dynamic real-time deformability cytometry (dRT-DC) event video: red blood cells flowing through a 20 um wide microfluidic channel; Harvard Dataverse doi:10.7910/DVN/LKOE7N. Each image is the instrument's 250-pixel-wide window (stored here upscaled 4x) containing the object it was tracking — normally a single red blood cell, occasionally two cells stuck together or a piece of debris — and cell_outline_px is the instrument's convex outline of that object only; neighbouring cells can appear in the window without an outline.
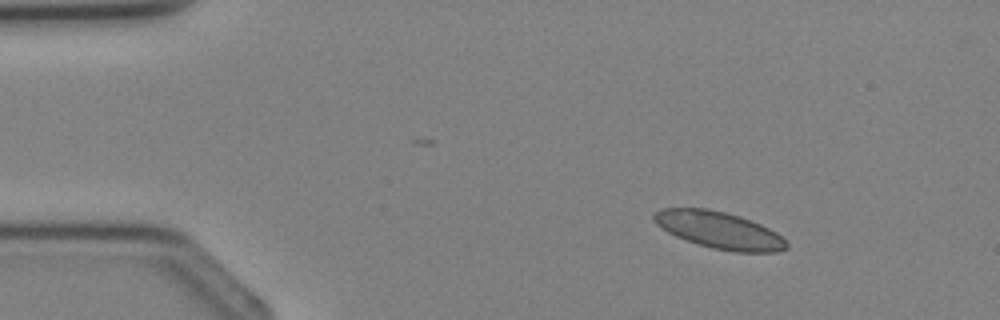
{"species": "Egyptian fruit bat (a non-hibernating species)", "species_latin": "Rousettus aegyptiacus", "temperature_condition": "cold", "stored_images_in_passage": 2, "camera_frame_rate_fps": 3000, "um_per_image_px": 0.085, "animal": {"sex": "female"}, "frame": {"image": 1, "passage_image": 1, "time_ms": 0.0, "image_size_px": [1000, 320], "cell_outline_px": [[788, 248], [776, 252], [736, 252], [716, 248], [700, 244], [676, 236], [668, 232], [656, 224], [652, 216], [652, 212], [660, 208], [708, 208], [740, 216], [760, 224], [776, 232], [788, 244]], "centroid_in_image_um": [61.11, 19.54], "position_along_channel_um": 23.9, "area_um2": 28.26}}
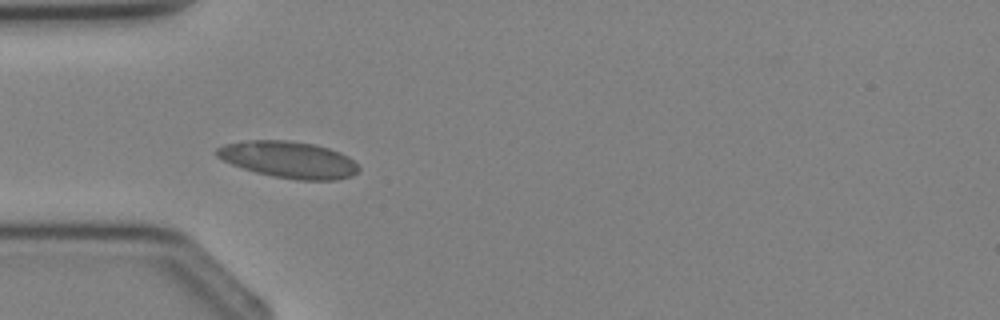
{"frame": {"image": 2, "passage_image": 2, "time_ms": 2.0, "image_size_px": [1000, 320], "cell_outline_px": [[360, 168], [352, 176], [336, 180], [296, 180], [256, 172], [232, 164], [216, 156], [216, 148], [224, 144], [244, 140], [288, 140], [316, 144], [340, 152], [348, 156]], "centroid_in_image_um": [24.54, 13.56], "position_along_channel_um": 60.5, "area_um2": 30.23}}